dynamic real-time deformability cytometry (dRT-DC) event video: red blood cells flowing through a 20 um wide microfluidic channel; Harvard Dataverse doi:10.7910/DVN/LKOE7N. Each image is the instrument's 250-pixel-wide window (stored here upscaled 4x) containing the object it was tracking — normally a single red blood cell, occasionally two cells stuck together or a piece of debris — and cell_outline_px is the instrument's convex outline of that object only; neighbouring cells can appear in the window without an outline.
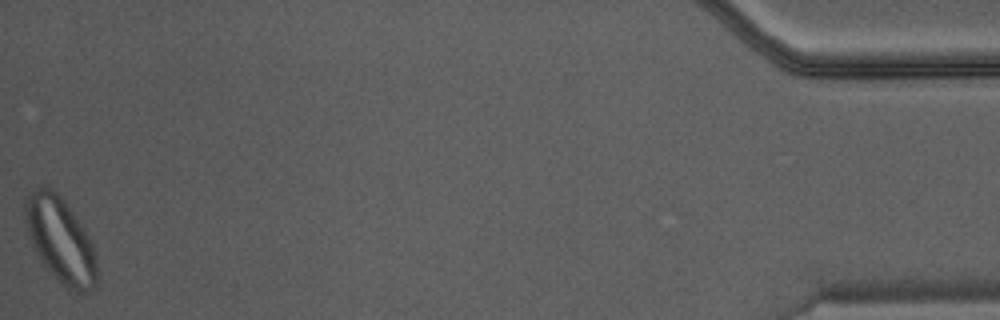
{"species": "Egyptian fruit bat (a non-hibernating species)", "species_latin": "Rousettus aegyptiacus", "temperature_condition": "warm", "stored_images_in_passage": 34, "camera_frame_rate_fps": 3000, "um_per_image_px": 0.085, "animal": {"sex": "male"}, "frame": {"image": 1, "passage_image": 34, "time_ms": 11.0, "image_size_px": [1000, 320], "cell_outline_px": [[100, 272], [96, 288], [88, 292], [76, 292], [68, 288], [44, 264], [36, 252], [28, 232], [24, 220], [24, 200], [36, 188], [52, 188], [60, 196], [88, 236], [92, 244], [96, 256]], "centroid_in_image_um": [5.17, 20.44], "position_along_channel_um": 430.0, "area_um2": 35.08}}